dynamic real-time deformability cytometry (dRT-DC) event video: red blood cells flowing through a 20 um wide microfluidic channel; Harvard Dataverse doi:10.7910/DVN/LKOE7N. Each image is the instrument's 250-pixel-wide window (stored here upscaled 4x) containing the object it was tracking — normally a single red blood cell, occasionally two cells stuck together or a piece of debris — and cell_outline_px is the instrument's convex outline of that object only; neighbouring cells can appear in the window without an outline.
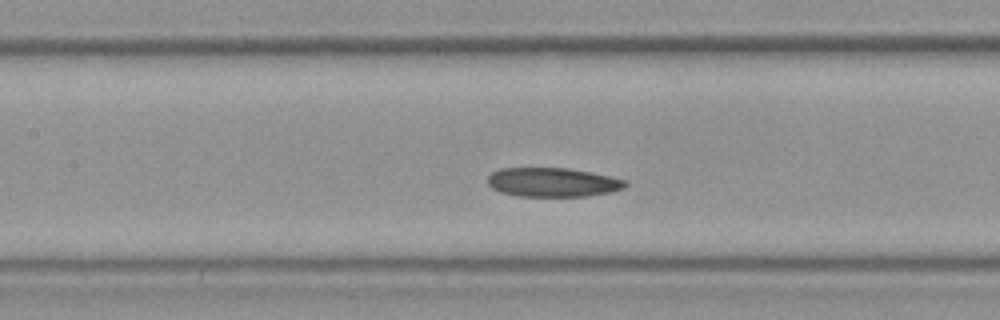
{"species": "Egyptian fruit bat (a non-hibernating species)", "species_latin": "Rousettus aegyptiacus", "temperature_condition": "room temperature", "stored_images_in_passage": 29, "camera_frame_rate_fps": 3000, "um_per_image_px": 0.085, "frame": {"image": 1, "passage_image": 9, "time_ms": 2.667, "image_size_px": [1000, 320], "cell_outline_px": [[628, 184], [624, 188], [612, 192], [588, 196], [516, 196], [500, 192], [492, 188], [488, 184], [488, 176], [492, 172], [500, 168], [568, 168], [592, 172], [628, 180]], "centroid_in_image_um": [47.0, 15.49], "position_along_channel_um": 160.4, "area_um2": 23.58}}